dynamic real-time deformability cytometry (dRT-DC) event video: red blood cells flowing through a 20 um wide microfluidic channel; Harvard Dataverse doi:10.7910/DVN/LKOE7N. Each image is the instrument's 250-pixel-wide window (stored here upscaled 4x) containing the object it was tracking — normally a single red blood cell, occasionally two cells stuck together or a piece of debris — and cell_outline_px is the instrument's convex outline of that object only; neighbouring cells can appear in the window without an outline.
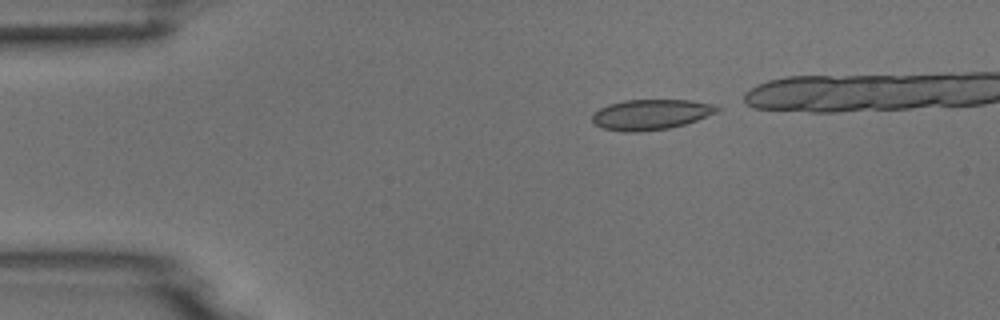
{"species": "common noctule bat (a hibernating species)", "species_latin": "Nyctalus noctula", "temperature_condition": "room temperature", "stored_images_in_passage": 3, "camera_frame_rate_fps": 3000, "um_per_image_px": 0.085, "animal": {"sex": "male", "body_mass_g": 18.8}, "frame": {"image": 1, "passage_image": 1, "time_ms": 0.0, "image_size_px": [1000, 320], "cell_outline_px": [[720, 108], [716, 112], [696, 120], [684, 124], [668, 128], [640, 132], [624, 132], [600, 128], [592, 120], [592, 112], [608, 104], [624, 100], [692, 100], [720, 104]], "centroid_in_image_um": [55.31, 9.72], "position_along_channel_um": 29.7, "area_um2": 22.31}}